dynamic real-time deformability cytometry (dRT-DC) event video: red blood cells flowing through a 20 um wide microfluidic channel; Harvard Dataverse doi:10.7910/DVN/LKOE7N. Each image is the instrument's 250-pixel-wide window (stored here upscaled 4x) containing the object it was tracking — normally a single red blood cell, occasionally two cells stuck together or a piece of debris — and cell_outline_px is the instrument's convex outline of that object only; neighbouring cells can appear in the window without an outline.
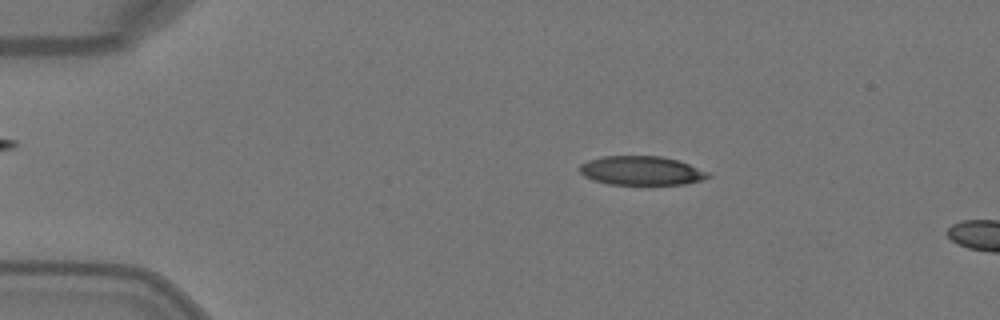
{"species": "Egyptian fruit bat (a non-hibernating species)", "species_latin": "Rousettus aegyptiacus", "temperature_condition": "warm", "stored_images_in_passage": 3, "camera_frame_rate_fps": 3000, "um_per_image_px": 0.085, "animal": {"sex": "female"}, "frame": {"image": 1, "passage_image": 2, "time_ms": 0.333, "image_size_px": [1000, 320], "cell_outline_px": [[712, 176], [700, 180], [684, 184], [608, 184], [592, 180], [584, 176], [580, 172], [580, 164], [588, 160], [604, 156], [660, 156], [680, 160], [712, 172]], "centroid_in_image_um": [54.56, 14.5], "position_along_channel_um": 30.4, "area_um2": 21.91}}